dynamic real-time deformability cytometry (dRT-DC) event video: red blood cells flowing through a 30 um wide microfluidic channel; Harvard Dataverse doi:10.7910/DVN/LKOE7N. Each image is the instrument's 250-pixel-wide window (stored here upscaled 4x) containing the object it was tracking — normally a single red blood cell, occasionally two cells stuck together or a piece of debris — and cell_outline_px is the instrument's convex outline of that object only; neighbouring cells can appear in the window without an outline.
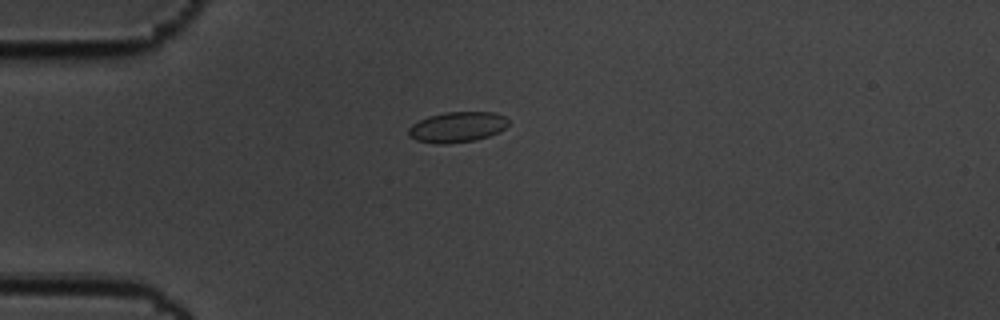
{"species": "common noctule bat (a hibernating species)", "species_latin": "Nyctalus noctula", "temperature_condition": "cold", "stored_images_in_passage": 45, "camera_frame_rate_fps": 3000, "um_per_image_px": 0.085, "animal": {"sex": "male", "body_mass_g": 19.5, "forearm_length_mm": 54.6}, "frame": {"image": 1, "passage_image": 2, "time_ms": 0.333, "image_size_px": [1000, 320], "cell_outline_px": [[508, 124], [500, 132], [476, 140], [448, 144], [436, 144], [416, 140], [408, 136], [408, 128], [412, 124], [428, 116], [444, 112], [496, 112], [504, 116], [508, 120]], "centroid_in_image_um": [38.85, 10.8], "position_along_channel_um": 46.1, "area_um2": 17.92}}
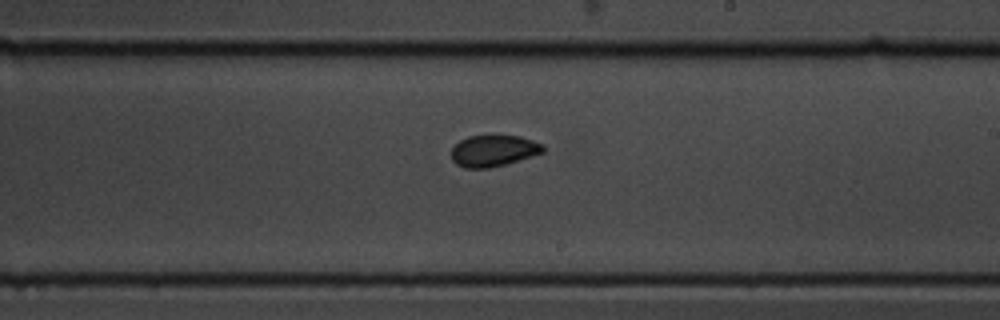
{"frame": {"image": 2, "passage_image": 21, "time_ms": 6.667, "image_size_px": [1000, 320], "cell_outline_px": [[544, 152], [504, 164], [488, 168], [464, 168], [456, 164], [452, 160], [452, 148], [460, 140], [468, 136], [492, 132], [520, 136], [544, 144]], "centroid_in_image_um": [41.93, 12.75], "position_along_channel_um": 247.1, "area_um2": 17.34}}
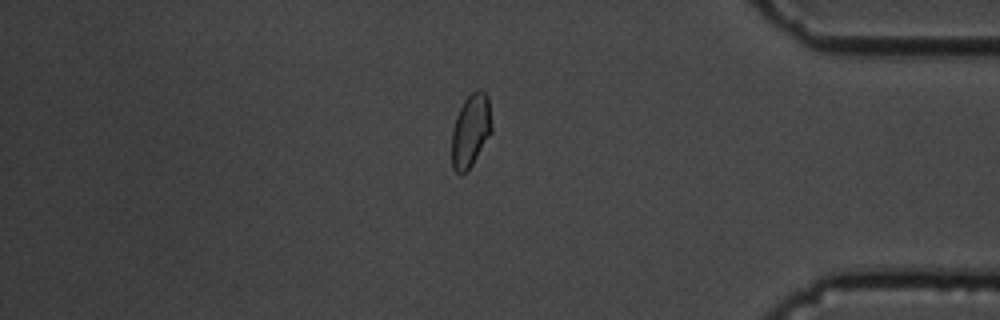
{"frame": {"image": 3, "passage_image": 36, "time_ms": 11.667, "image_size_px": [1000, 320], "cell_outline_px": [[492, 132], [472, 164], [460, 176], [452, 168], [452, 132], [456, 116], [464, 100], [472, 92], [480, 88], [488, 96], [492, 124]], "centroid_in_image_um": [40.01, 11.08], "position_along_channel_um": 395.2, "area_um2": 16.99}, "authors_computed_cell_mechanics": {"area_um2": 17.3978, "velocity_mm_per_s": 3.4764, "shape_relaxation_time_tau1_ms": 5.4501, "shape_relaxation_time_tau2_ms": 1.1588, "deformation_change_tau1": 0.0905, "deformation_change_tau2": 0.0306}}